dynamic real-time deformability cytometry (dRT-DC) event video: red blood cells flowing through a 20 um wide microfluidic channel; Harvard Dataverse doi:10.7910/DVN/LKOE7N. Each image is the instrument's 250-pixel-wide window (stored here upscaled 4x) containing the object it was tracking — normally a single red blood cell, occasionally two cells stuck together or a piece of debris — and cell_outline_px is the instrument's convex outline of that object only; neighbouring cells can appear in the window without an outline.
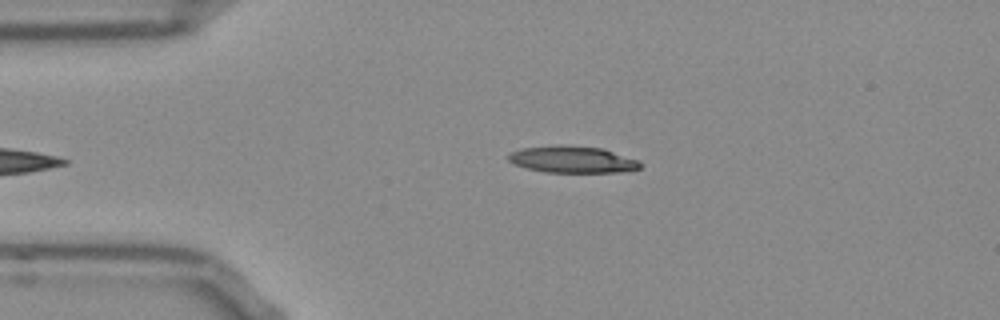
{"species": "Egyptian fruit bat (a non-hibernating species)", "species_latin": "Rousettus aegyptiacus", "temperature_condition": "room temperature", "stored_images_in_passage": 38, "camera_frame_rate_fps": 3000, "um_per_image_px": 0.085, "frame": {"image": 1, "passage_image": 2, "time_ms": 0.333, "image_size_px": [1000, 320], "cell_outline_px": [[644, 164], [640, 168], [620, 172], [544, 172], [524, 168], [512, 164], [508, 160], [508, 156], [512, 152], [520, 148], [556, 144], [604, 148], [640, 160]], "centroid_in_image_um": [48.66, 13.55], "position_along_channel_um": 36.3, "area_um2": 20.98}}
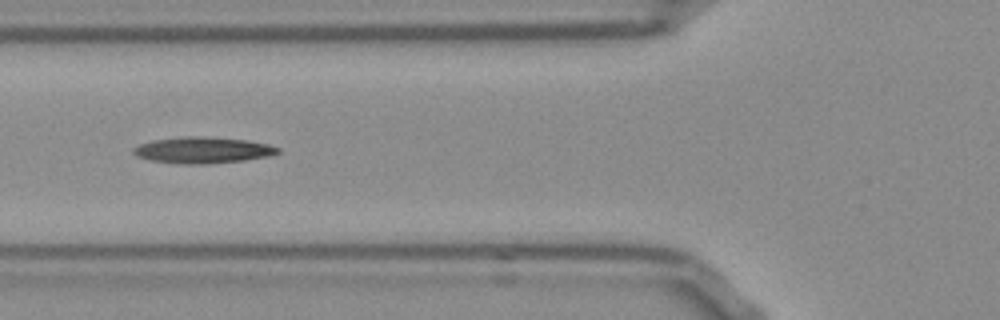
{"frame": {"image": 2, "passage_image": 10, "time_ms": 3.0, "image_size_px": [1000, 320], "cell_outline_px": [[280, 152], [268, 156], [244, 160], [208, 164], [188, 164], [152, 160], [136, 156], [132, 152], [132, 148], [140, 144], [152, 140], [184, 136], [200, 136], [248, 140], [268, 144], [280, 148]], "centroid_in_image_um": [17.24, 12.75], "position_along_channel_um": 108.6, "area_um2": 22.02}}
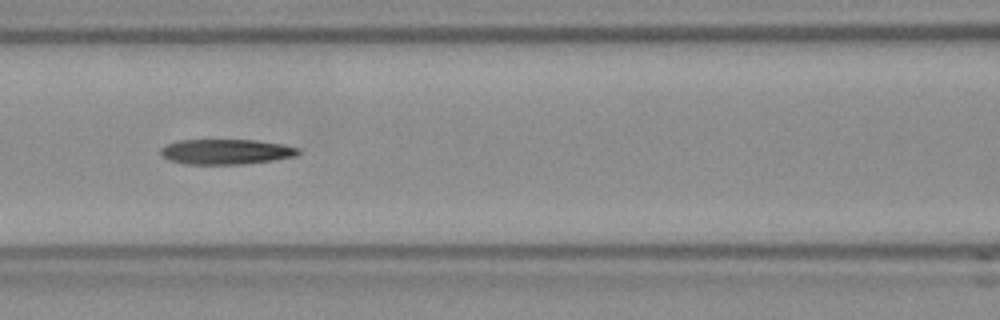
{"frame": {"image": 3, "passage_image": 13, "time_ms": 4.0, "image_size_px": [1000, 320], "cell_outline_px": [[300, 152], [296, 156], [272, 160], [244, 164], [188, 164], [168, 160], [160, 152], [160, 148], [168, 144], [180, 140], [256, 140], [280, 144], [300, 148]], "centroid_in_image_um": [19.22, 12.9], "position_along_channel_um": 147.4, "area_um2": 20.06}}